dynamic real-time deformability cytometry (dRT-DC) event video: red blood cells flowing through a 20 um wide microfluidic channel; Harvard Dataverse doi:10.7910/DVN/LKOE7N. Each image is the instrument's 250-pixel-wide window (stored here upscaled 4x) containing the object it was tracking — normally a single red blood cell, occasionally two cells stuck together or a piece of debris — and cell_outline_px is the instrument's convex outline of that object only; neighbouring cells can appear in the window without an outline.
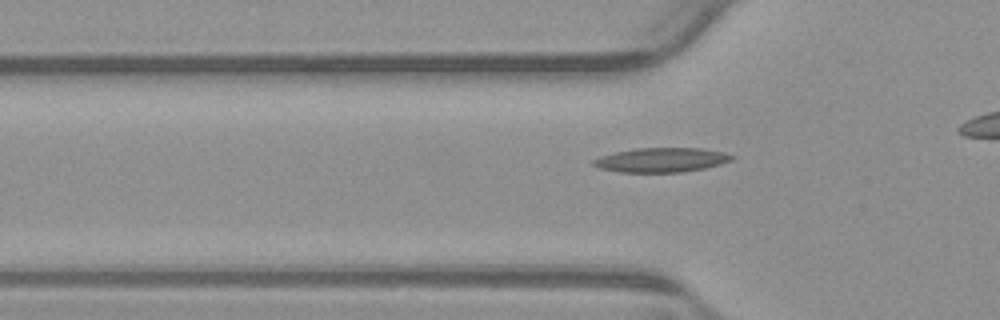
{"species": "common noctule bat (a hibernating species)", "species_latin": "Nyctalus noctula", "temperature_condition": "warm", "stored_images_in_passage": 43, "camera_frame_rate_fps": 3000, "um_per_image_px": 0.085, "animal": {"sex": "male", "body_mass_g": 23.1, "forearm_length_mm": 52.7}, "frame": {"image": 1, "passage_image": 18, "time_ms": 5.667, "image_size_px": [1000, 320], "cell_outline_px": [[736, 156], [732, 160], [720, 164], [704, 168], [684, 172], [620, 172], [600, 168], [592, 164], [592, 160], [600, 156], [616, 152], [636, 148], [700, 148], [724, 152]], "centroid_in_image_um": [56.23, 13.59], "position_along_channel_um": 69.6, "area_um2": 19.65}}
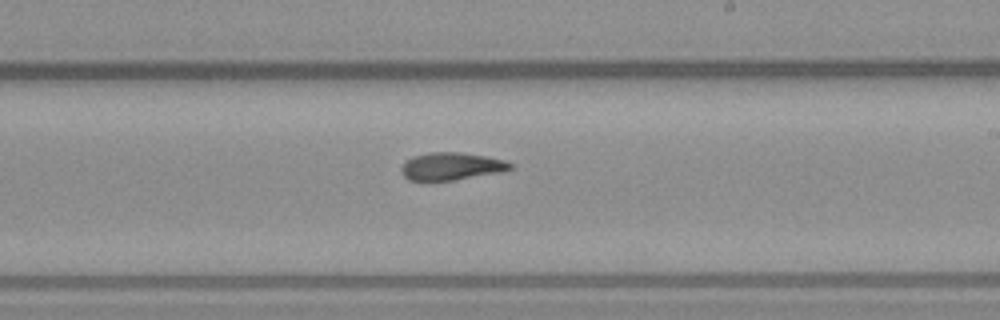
{"frame": {"image": 2, "passage_image": 32, "time_ms": 10.333, "image_size_px": [1000, 320], "cell_outline_px": [[512, 168], [504, 172], [428, 184], [408, 180], [400, 172], [400, 168], [412, 156], [432, 152], [460, 152], [484, 156], [504, 160], [512, 164]], "centroid_in_image_um": [38.31, 14.18], "position_along_channel_um": 250.7, "area_um2": 18.09}}
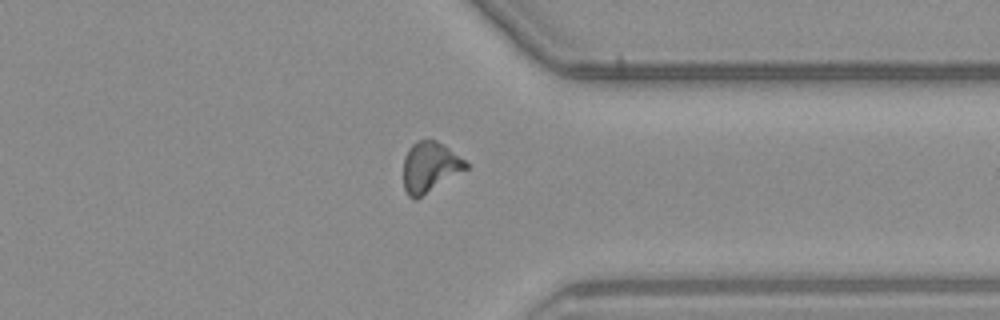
{"frame": {"image": 3, "passage_image": 42, "time_ms": 13.667, "image_size_px": [1000, 320], "cell_outline_px": [[468, 168], [416, 200], [412, 200], [408, 196], [404, 188], [404, 156], [408, 148], [416, 140], [436, 140], [448, 148], [464, 160], [468, 164]], "centroid_in_image_um": [36.5, 14.21], "position_along_channel_um": 374.9, "area_um2": 18.26}}